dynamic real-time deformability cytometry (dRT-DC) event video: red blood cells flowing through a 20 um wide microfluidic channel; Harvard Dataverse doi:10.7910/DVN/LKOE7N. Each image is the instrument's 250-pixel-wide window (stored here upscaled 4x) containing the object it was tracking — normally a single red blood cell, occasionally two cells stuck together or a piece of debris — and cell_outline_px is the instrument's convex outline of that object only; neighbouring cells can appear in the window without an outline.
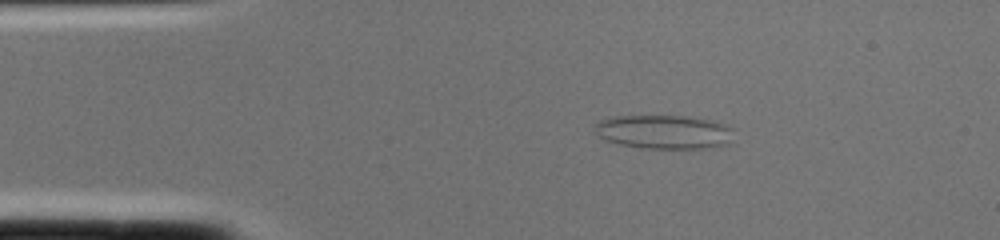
{"species": "common noctule bat (a hibernating species)", "species_latin": "Nyctalus noctula", "temperature_condition": "cold", "stored_images_in_passage": 1, "camera_frame_rate_fps": 3000, "um_per_image_px": 0.085, "animal": {"sex": "female", "body_mass_g": 22.0, "forearm_length_mm": 56.7}, "frame": {"image": 1, "passage_image": 1, "time_ms": 0.0, "image_size_px": [1000, 240], "cell_outline_px": [[732, 144], [704, 148], [640, 148], [620, 144], [604, 140], [596, 132], [596, 124], [600, 120], [616, 116], [688, 116], [716, 120], [728, 124], [732, 128]], "centroid_in_image_um": [56.52, 11.21], "position_along_channel_um": 28.5, "area_um2": 27.74}}